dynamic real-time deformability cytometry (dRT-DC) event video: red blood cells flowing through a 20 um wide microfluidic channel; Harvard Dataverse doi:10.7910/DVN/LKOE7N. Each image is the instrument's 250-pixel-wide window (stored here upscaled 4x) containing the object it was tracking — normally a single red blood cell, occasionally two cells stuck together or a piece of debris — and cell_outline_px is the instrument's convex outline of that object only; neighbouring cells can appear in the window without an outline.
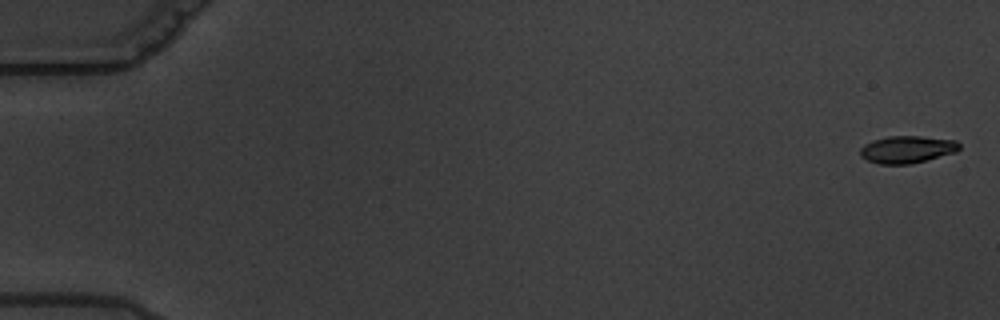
{"species": "common noctule bat (a hibernating species)", "species_latin": "Nyctalus noctula", "temperature_condition": "warm", "stored_images_in_passage": 6, "camera_frame_rate_fps": 3000, "um_per_image_px": 0.085, "animal": {"sex": "male", "body_mass_g": 19.5, "forearm_length_mm": 54.6}, "frame": {"image": 1, "passage_image": 1, "time_ms": 0.0, "image_size_px": [1000, 320], "cell_outline_px": [[960, 148], [956, 152], [912, 164], [880, 164], [868, 160], [860, 156], [860, 148], [864, 144], [872, 140], [888, 136], [920, 136], [956, 140], [960, 144]], "centroid_in_image_um": [77.1, 12.7], "position_along_channel_um": 7.9, "area_um2": 15.84}}
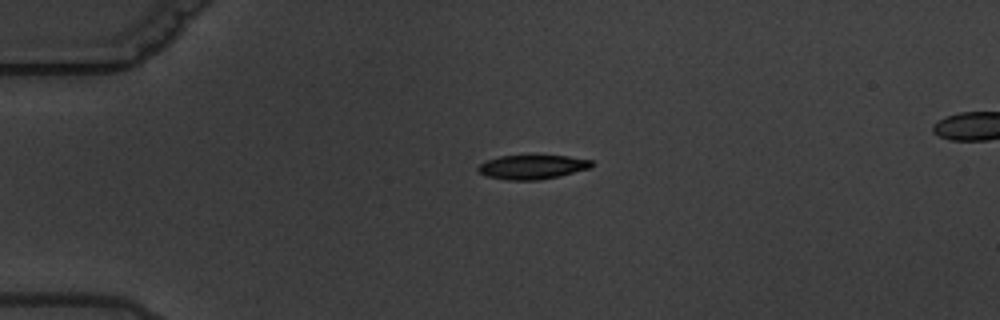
{"frame": {"image": 2, "passage_image": 5, "time_ms": 4.667, "image_size_px": [1000, 320], "cell_outline_px": [[592, 168], [560, 176], [540, 180], [508, 180], [488, 176], [480, 172], [476, 168], [480, 164], [488, 160], [500, 156], [568, 156], [592, 160]], "centroid_in_image_um": [45.29, 14.2], "position_along_channel_um": 39.7, "area_um2": 15.9}}